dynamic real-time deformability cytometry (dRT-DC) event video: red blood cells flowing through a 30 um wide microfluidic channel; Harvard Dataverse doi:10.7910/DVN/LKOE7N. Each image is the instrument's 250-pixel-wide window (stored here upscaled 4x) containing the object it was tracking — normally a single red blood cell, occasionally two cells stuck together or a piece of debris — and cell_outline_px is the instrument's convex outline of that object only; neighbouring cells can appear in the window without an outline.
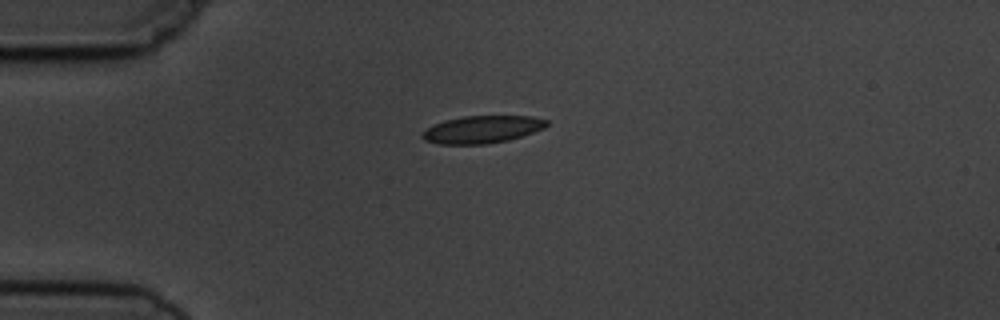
{"species": "common noctule bat (a hibernating species)", "species_latin": "Nyctalus noctula", "temperature_condition": "cold", "stored_images_in_passage": 2, "camera_frame_rate_fps": 3000, "um_per_image_px": 0.085, "animal": {"sex": "male", "body_mass_g": 19.5, "forearm_length_mm": 54.6}, "frame": {"image": 1, "passage_image": 2, "time_ms": 1.333, "image_size_px": [1000, 320], "cell_outline_px": [[548, 124], [544, 128], [508, 140], [488, 144], [440, 144], [424, 140], [420, 136], [432, 124], [444, 120], [464, 116], [532, 116], [548, 120]], "centroid_in_image_um": [40.97, 11.0], "position_along_channel_um": 44.0, "area_um2": 19.83}}